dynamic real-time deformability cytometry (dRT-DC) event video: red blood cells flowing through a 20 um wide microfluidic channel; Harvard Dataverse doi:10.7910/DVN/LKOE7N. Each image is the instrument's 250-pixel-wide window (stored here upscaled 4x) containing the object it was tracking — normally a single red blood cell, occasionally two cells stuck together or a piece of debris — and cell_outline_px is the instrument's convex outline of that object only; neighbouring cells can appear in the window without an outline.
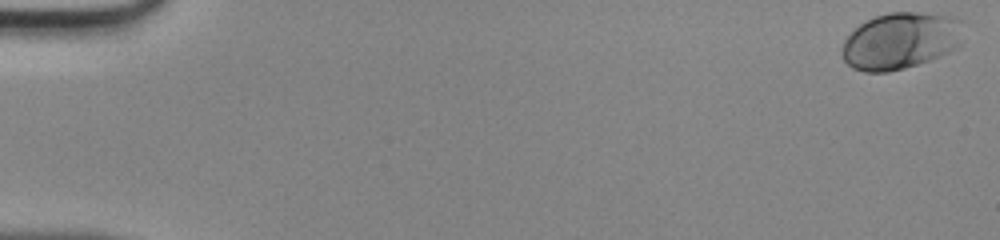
{"species": "human", "species_latin": "Homo sapiens", "temperature_condition": "room temperature", "stored_images_in_passage": 49, "camera_frame_rate_fps": 3000, "um_per_image_px": 0.085, "donor": {"sex": "male"}, "frame": {"image": 1, "passage_image": 1, "time_ms": 0.0, "image_size_px": [1000, 240], "cell_outline_px": [[964, 20], [960, 40], [956, 48], [932, 60], [904, 68], [888, 72], [864, 72], [852, 68], [844, 60], [840, 52], [840, 48], [844, 40], [860, 24], [876, 16], [888, 12], [920, 12], [956, 16]], "centroid_in_image_um": [76.56, 3.46], "position_along_channel_um": 8.4, "area_um2": 40.46}}
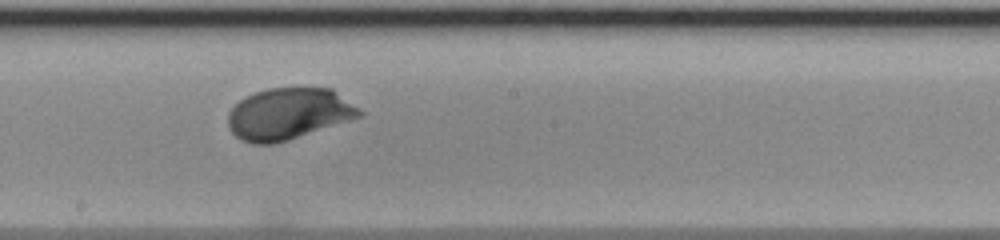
{"frame": {"image": 2, "passage_image": 28, "time_ms": 9.0, "image_size_px": [1000, 240], "cell_outline_px": [[364, 116], [288, 140], [272, 144], [252, 144], [240, 140], [228, 128], [228, 112], [244, 96], [268, 88], [332, 88], [360, 108], [364, 112]], "centroid_in_image_um": [24.54, 9.68], "position_along_channel_um": 223.7, "area_um2": 39.77}}
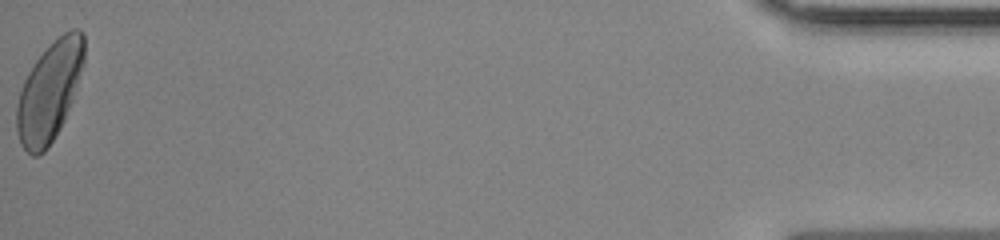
{"frame": {"image": 3, "passage_image": 49, "time_ms": 16.0, "image_size_px": [1000, 240], "cell_outline_px": [[84, 64], [72, 100], [64, 120], [60, 128], [48, 148], [44, 152], [36, 156], [32, 156], [20, 144], [16, 128], [16, 104], [20, 88], [28, 72], [36, 60], [64, 32], [72, 28], [80, 28], [84, 32]], "centroid_in_image_um": [4.19, 7.8], "position_along_channel_um": 431.0, "area_um2": 38.96}}